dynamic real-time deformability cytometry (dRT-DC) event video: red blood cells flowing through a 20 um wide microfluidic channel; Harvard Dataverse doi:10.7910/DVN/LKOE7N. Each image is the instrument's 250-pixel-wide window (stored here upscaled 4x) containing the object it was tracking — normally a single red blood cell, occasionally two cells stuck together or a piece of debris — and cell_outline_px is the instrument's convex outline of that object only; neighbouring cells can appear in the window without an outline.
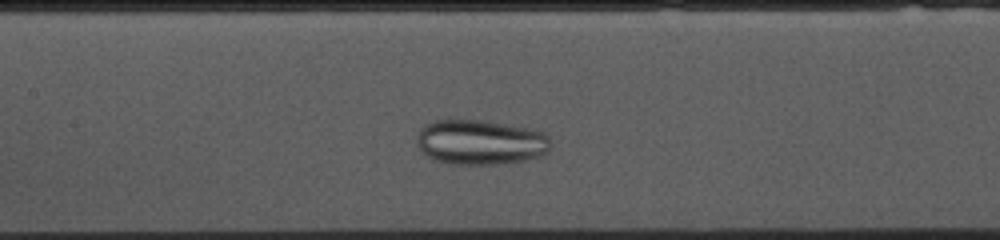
{"species": "common noctule bat (a hibernating species)", "species_latin": "Nyctalus noctula", "temperature_condition": "cold", "stored_images_in_passage": 35, "camera_frame_rate_fps": 3000, "um_per_image_px": 0.085, "animal": {"sex": "female", "body_mass_g": 10.0, "forearm_length_mm": 53.1}, "frame": {"image": 1, "passage_image": 16, "time_ms": 5.0, "image_size_px": [1000, 240], "cell_outline_px": [[552, 140], [548, 152], [540, 156], [524, 160], [500, 164], [452, 164], [436, 160], [428, 156], [416, 144], [416, 136], [420, 128], [424, 124], [436, 120], [480, 120], [528, 128], [544, 132]], "centroid_in_image_um": [40.84, 12.08], "position_along_channel_um": 166.6, "area_um2": 35.14}}
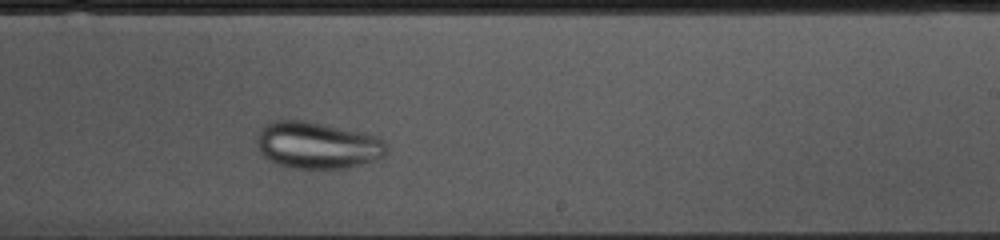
{"frame": {"image": 2, "passage_image": 24, "time_ms": 7.667, "image_size_px": [1000, 240], "cell_outline_px": [[388, 148], [384, 156], [348, 168], [296, 168], [280, 164], [268, 160], [260, 152], [256, 144], [256, 132], [268, 120], [308, 120], [368, 132], [380, 136], [388, 144]], "centroid_in_image_um": [26.98, 12.3], "position_along_channel_um": 262.0, "area_um2": 36.24}}
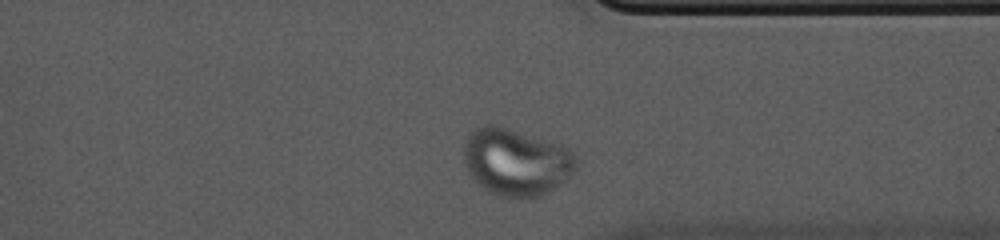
{"frame": {"image": 3, "passage_image": 33, "time_ms": 10.667, "image_size_px": [1000, 240], "cell_outline_px": [[576, 168], [572, 176], [548, 192], [536, 196], [520, 200], [496, 196], [484, 188], [468, 172], [464, 164], [464, 140], [476, 128], [484, 124], [496, 124], [564, 144], [576, 156]], "centroid_in_image_um": [43.89, 13.76], "position_along_channel_um": 367.5, "area_um2": 44.74}}